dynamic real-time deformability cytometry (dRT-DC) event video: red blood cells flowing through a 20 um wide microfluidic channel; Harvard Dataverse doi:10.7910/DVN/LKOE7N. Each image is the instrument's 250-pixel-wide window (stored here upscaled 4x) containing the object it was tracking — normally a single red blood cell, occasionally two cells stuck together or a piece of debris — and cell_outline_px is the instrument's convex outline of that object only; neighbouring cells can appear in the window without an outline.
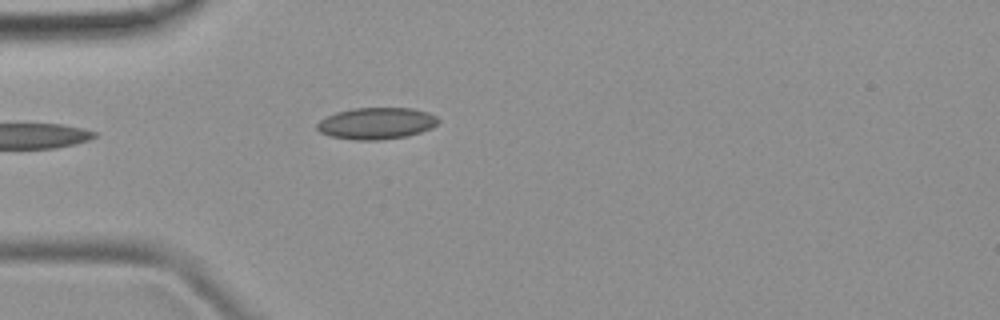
{"species": "common noctule bat (a hibernating species)", "species_latin": "Nyctalus noctula", "temperature_condition": "room temperature", "stored_images_in_passage": 1, "camera_frame_rate_fps": 3000, "um_per_image_px": 0.085, "animal": {"sex": "female", "body_mass_g": 19.9}, "frame": {"image": 1, "passage_image": 1, "time_ms": 0.0, "image_size_px": [1000, 320], "cell_outline_px": [[440, 120], [432, 128], [408, 136], [380, 140], [356, 140], [332, 136], [320, 132], [316, 128], [316, 124], [320, 120], [336, 112], [352, 108], [412, 108], [428, 112], [436, 116]], "centroid_in_image_um": [32.01, 10.48], "position_along_channel_um": 53.0, "area_um2": 22.37}}